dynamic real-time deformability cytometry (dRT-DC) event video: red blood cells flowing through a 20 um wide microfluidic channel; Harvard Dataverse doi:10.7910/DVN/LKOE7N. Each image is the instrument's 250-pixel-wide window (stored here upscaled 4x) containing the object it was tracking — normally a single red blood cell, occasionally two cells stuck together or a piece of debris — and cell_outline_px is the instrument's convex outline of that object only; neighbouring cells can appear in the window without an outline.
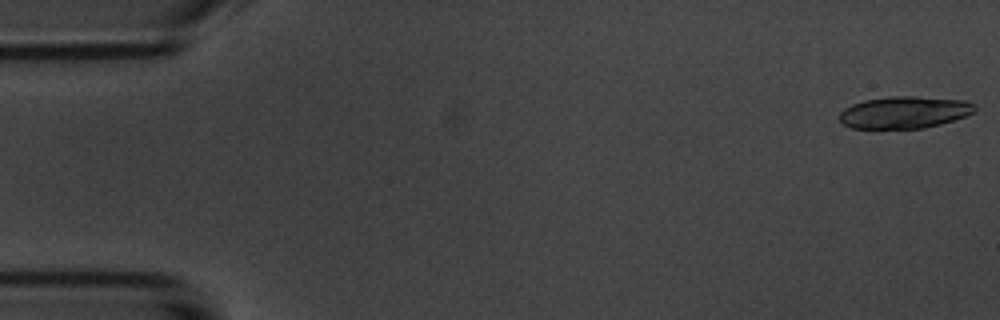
{"species": "common noctule bat (a hibernating species)", "species_latin": "Nyctalus noctula", "temperature_condition": "room temperature", "stored_images_in_passage": 5, "camera_frame_rate_fps": 3000, "um_per_image_px": 0.085, "animal": {"sex": "male", "body_mass_g": 20.1, "forearm_length_mm": 53.5}, "frame": {"image": 1, "passage_image": 1, "time_ms": 0.0, "image_size_px": [1000, 320], "cell_outline_px": [[976, 112], [940, 124], [924, 128], [852, 128], [844, 124], [840, 120], [840, 112], [844, 108], [852, 104], [864, 100], [892, 96], [916, 96], [968, 100], [976, 104]], "centroid_in_image_um": [76.91, 9.53], "position_along_channel_um": 8.1, "area_um2": 25.32}}